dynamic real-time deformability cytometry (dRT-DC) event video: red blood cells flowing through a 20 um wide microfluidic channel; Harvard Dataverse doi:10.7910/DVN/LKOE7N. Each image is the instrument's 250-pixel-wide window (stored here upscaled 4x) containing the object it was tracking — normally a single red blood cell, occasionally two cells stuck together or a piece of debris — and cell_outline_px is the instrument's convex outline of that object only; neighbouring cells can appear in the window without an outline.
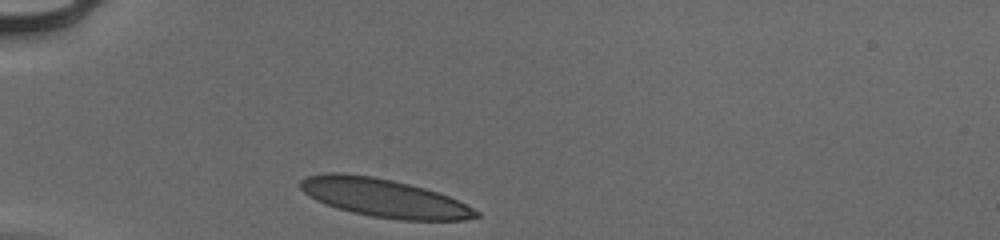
{"species": "human", "species_latin": "Homo sapiens", "temperature_condition": "cold", "stored_images_in_passage": 30, "camera_frame_rate_fps": 3000, "um_per_image_px": 0.085, "donor": {"sex": "male"}, "frame": {"image": 1, "passage_image": 1, "time_ms": 0.0, "image_size_px": [1000, 240], "cell_outline_px": [[480, 216], [464, 220], [400, 220], [372, 216], [352, 212], [336, 208], [324, 204], [316, 200], [304, 192], [300, 188], [300, 180], [308, 176], [328, 172], [340, 172], [372, 176], [392, 180], [424, 188], [448, 196], [480, 212]], "centroid_in_image_um": [32.6, 16.82], "position_along_channel_um": 52.4, "area_um2": 38.96}}
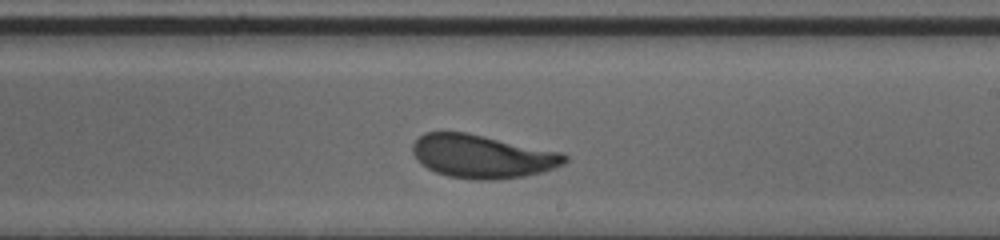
{"frame": {"image": 2, "passage_image": 18, "time_ms": 5.667, "image_size_px": [1000, 240], "cell_outline_px": [[568, 160], [564, 164], [544, 172], [524, 176], [496, 180], [480, 180], [448, 176], [436, 172], [428, 168], [416, 160], [412, 152], [412, 144], [424, 132], [468, 132], [564, 152], [568, 156]], "centroid_in_image_um": [41.03, 13.28], "position_along_channel_um": 248.0, "area_um2": 38.84}}
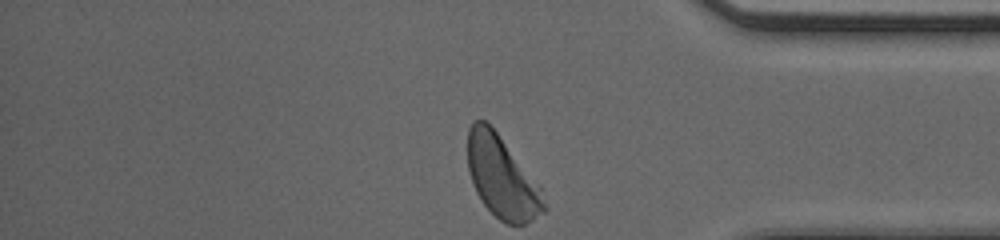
{"frame": {"image": 3, "passage_image": 30, "time_ms": 9.667, "image_size_px": [1000, 240], "cell_outline_px": [[548, 208], [544, 212], [532, 220], [524, 224], [504, 224], [484, 204], [476, 192], [468, 168], [468, 128], [476, 120], [484, 120], [496, 132], [540, 184]], "centroid_in_image_um": [42.7, 15.1], "position_along_channel_um": 392.5, "area_um2": 36.18}, "authors_computed_cell_mechanics": {"area_um2": 38.726, "velocity_mm_per_s": 3.9113, "shape_relaxation_time_tau1_ms": 2.4357, "shape_relaxation_time_tau2_ms": null, "deformation_change_tau1": 0.1222, "deformation_change_tau2": null}}